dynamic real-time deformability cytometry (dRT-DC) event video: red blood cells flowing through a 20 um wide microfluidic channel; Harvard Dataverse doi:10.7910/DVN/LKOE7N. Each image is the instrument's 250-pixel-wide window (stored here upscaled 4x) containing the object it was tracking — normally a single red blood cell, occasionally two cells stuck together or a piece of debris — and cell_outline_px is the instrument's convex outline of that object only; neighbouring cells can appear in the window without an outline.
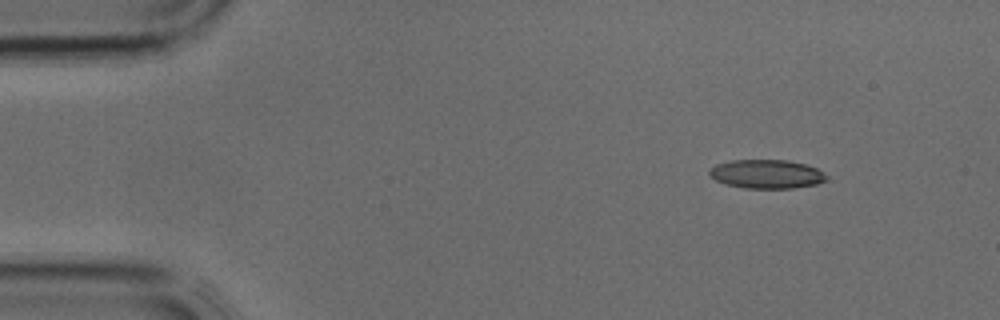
{"species": "common noctule bat (a hibernating species)", "species_latin": "Nyctalus noctula", "temperature_condition": "cold", "stored_images_in_passage": 35, "camera_frame_rate_fps": 3000, "um_per_image_px": 0.085, "animal": {"sex": "male", "body_mass_g": 17.9, "forearm_length_mm": 54.2}, "frame": {"image": 1, "passage_image": 1, "time_ms": 0.0, "image_size_px": [1000, 320], "cell_outline_px": [[828, 180], [816, 184], [792, 188], [744, 188], [724, 184], [716, 180], [708, 172], [716, 164], [732, 160], [788, 160], [804, 164], [816, 168], [828, 176]], "centroid_in_image_um": [65.17, 14.8], "position_along_channel_um": 19.8, "area_um2": 19.59}}
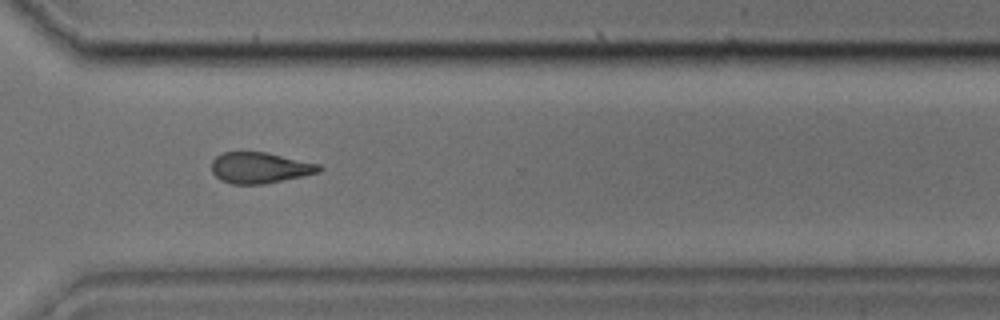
{"frame": {"image": 2, "passage_image": 25, "time_ms": 8.0, "image_size_px": [1000, 320], "cell_outline_px": [[324, 168], [320, 172], [264, 184], [232, 184], [220, 180], [212, 172], [212, 160], [216, 156], [224, 152], [264, 152], [320, 164]], "centroid_in_image_um": [22.08, 14.26], "position_along_channel_um": 348.5, "area_um2": 19.31}}
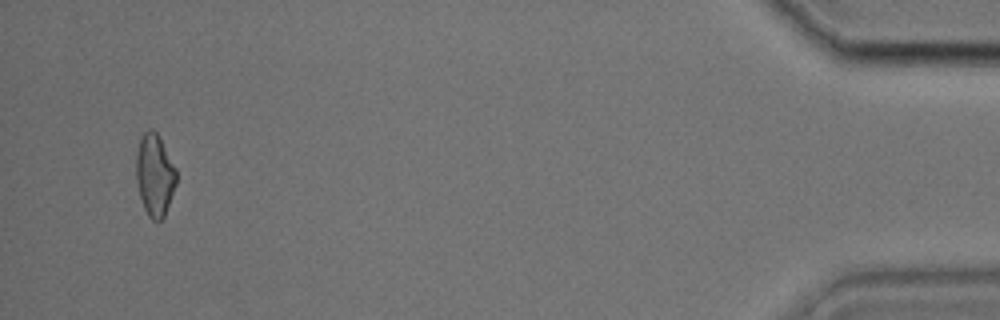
{"frame": {"image": 3, "passage_image": 34, "time_ms": 11.0, "image_size_px": [1000, 320], "cell_outline_px": [[176, 184], [164, 216], [160, 220], [152, 220], [148, 216], [144, 208], [140, 196], [136, 180], [136, 152], [140, 140], [144, 132], [148, 128], [152, 128], [156, 132], [176, 168]], "centroid_in_image_um": [13.14, 14.87], "position_along_channel_um": 422.1, "area_um2": 19.02}}